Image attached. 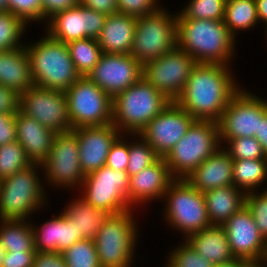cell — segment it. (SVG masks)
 I'll return each mask as SVG.
<instances>
[{
    "instance_id": "1",
    "label": "cell",
    "mask_w": 267,
    "mask_h": 267,
    "mask_svg": "<svg viewBox=\"0 0 267 267\" xmlns=\"http://www.w3.org/2000/svg\"><path fill=\"white\" fill-rule=\"evenodd\" d=\"M233 69L229 65L197 63L175 102L195 119L218 121L243 87Z\"/></svg>"
},
{
    "instance_id": "2",
    "label": "cell",
    "mask_w": 267,
    "mask_h": 267,
    "mask_svg": "<svg viewBox=\"0 0 267 267\" xmlns=\"http://www.w3.org/2000/svg\"><path fill=\"white\" fill-rule=\"evenodd\" d=\"M236 45L224 20L177 19V46L196 63L233 66Z\"/></svg>"
},
{
    "instance_id": "3",
    "label": "cell",
    "mask_w": 267,
    "mask_h": 267,
    "mask_svg": "<svg viewBox=\"0 0 267 267\" xmlns=\"http://www.w3.org/2000/svg\"><path fill=\"white\" fill-rule=\"evenodd\" d=\"M42 175L41 164L32 163L0 180V219L30 220L49 206Z\"/></svg>"
},
{
    "instance_id": "4",
    "label": "cell",
    "mask_w": 267,
    "mask_h": 267,
    "mask_svg": "<svg viewBox=\"0 0 267 267\" xmlns=\"http://www.w3.org/2000/svg\"><path fill=\"white\" fill-rule=\"evenodd\" d=\"M43 33L37 40L25 42L34 85L66 91L81 75L74 67L67 45Z\"/></svg>"
},
{
    "instance_id": "5",
    "label": "cell",
    "mask_w": 267,
    "mask_h": 267,
    "mask_svg": "<svg viewBox=\"0 0 267 267\" xmlns=\"http://www.w3.org/2000/svg\"><path fill=\"white\" fill-rule=\"evenodd\" d=\"M138 211L131 209L110 214L104 221L94 238L101 267H134L136 247L141 236L137 224L139 218L135 217Z\"/></svg>"
},
{
    "instance_id": "6",
    "label": "cell",
    "mask_w": 267,
    "mask_h": 267,
    "mask_svg": "<svg viewBox=\"0 0 267 267\" xmlns=\"http://www.w3.org/2000/svg\"><path fill=\"white\" fill-rule=\"evenodd\" d=\"M169 101L144 78L113 98L112 123L121 134L138 135Z\"/></svg>"
},
{
    "instance_id": "7",
    "label": "cell",
    "mask_w": 267,
    "mask_h": 267,
    "mask_svg": "<svg viewBox=\"0 0 267 267\" xmlns=\"http://www.w3.org/2000/svg\"><path fill=\"white\" fill-rule=\"evenodd\" d=\"M162 201L166 226L180 233L182 240L211 225L203 193L185 179H174Z\"/></svg>"
},
{
    "instance_id": "8",
    "label": "cell",
    "mask_w": 267,
    "mask_h": 267,
    "mask_svg": "<svg viewBox=\"0 0 267 267\" xmlns=\"http://www.w3.org/2000/svg\"><path fill=\"white\" fill-rule=\"evenodd\" d=\"M220 147L218 122L196 119L164 159L174 179H185Z\"/></svg>"
},
{
    "instance_id": "9",
    "label": "cell",
    "mask_w": 267,
    "mask_h": 267,
    "mask_svg": "<svg viewBox=\"0 0 267 267\" xmlns=\"http://www.w3.org/2000/svg\"><path fill=\"white\" fill-rule=\"evenodd\" d=\"M161 6L157 11L136 20L130 54L143 66L177 46V12Z\"/></svg>"
},
{
    "instance_id": "10",
    "label": "cell",
    "mask_w": 267,
    "mask_h": 267,
    "mask_svg": "<svg viewBox=\"0 0 267 267\" xmlns=\"http://www.w3.org/2000/svg\"><path fill=\"white\" fill-rule=\"evenodd\" d=\"M41 166L46 190L50 186L56 191L66 189V192L72 190L78 192L82 187L85 175L79 161L76 134L73 131L57 133L49 156L41 163Z\"/></svg>"
},
{
    "instance_id": "11",
    "label": "cell",
    "mask_w": 267,
    "mask_h": 267,
    "mask_svg": "<svg viewBox=\"0 0 267 267\" xmlns=\"http://www.w3.org/2000/svg\"><path fill=\"white\" fill-rule=\"evenodd\" d=\"M65 94L72 129L112 123L113 98L88 77L81 76Z\"/></svg>"
},
{
    "instance_id": "12",
    "label": "cell",
    "mask_w": 267,
    "mask_h": 267,
    "mask_svg": "<svg viewBox=\"0 0 267 267\" xmlns=\"http://www.w3.org/2000/svg\"><path fill=\"white\" fill-rule=\"evenodd\" d=\"M129 176L106 165L85 175L79 194L88 204L109 214L130 211L128 203Z\"/></svg>"
},
{
    "instance_id": "13",
    "label": "cell",
    "mask_w": 267,
    "mask_h": 267,
    "mask_svg": "<svg viewBox=\"0 0 267 267\" xmlns=\"http://www.w3.org/2000/svg\"><path fill=\"white\" fill-rule=\"evenodd\" d=\"M244 86L231 98L217 121L221 146L229 139L255 137L259 133L260 117L267 112V99Z\"/></svg>"
},
{
    "instance_id": "14",
    "label": "cell",
    "mask_w": 267,
    "mask_h": 267,
    "mask_svg": "<svg viewBox=\"0 0 267 267\" xmlns=\"http://www.w3.org/2000/svg\"><path fill=\"white\" fill-rule=\"evenodd\" d=\"M196 64L192 56L176 46L165 55L145 63L142 78L169 101L175 102L182 94Z\"/></svg>"
},
{
    "instance_id": "15",
    "label": "cell",
    "mask_w": 267,
    "mask_h": 267,
    "mask_svg": "<svg viewBox=\"0 0 267 267\" xmlns=\"http://www.w3.org/2000/svg\"><path fill=\"white\" fill-rule=\"evenodd\" d=\"M18 110L56 133L73 130L65 91L34 85L19 95Z\"/></svg>"
},
{
    "instance_id": "16",
    "label": "cell",
    "mask_w": 267,
    "mask_h": 267,
    "mask_svg": "<svg viewBox=\"0 0 267 267\" xmlns=\"http://www.w3.org/2000/svg\"><path fill=\"white\" fill-rule=\"evenodd\" d=\"M106 15L78 4L55 13L43 26L51 38L65 44L84 38L97 39Z\"/></svg>"
},
{
    "instance_id": "17",
    "label": "cell",
    "mask_w": 267,
    "mask_h": 267,
    "mask_svg": "<svg viewBox=\"0 0 267 267\" xmlns=\"http://www.w3.org/2000/svg\"><path fill=\"white\" fill-rule=\"evenodd\" d=\"M143 76V66L131 54L102 53L87 77L114 98L137 83Z\"/></svg>"
},
{
    "instance_id": "18",
    "label": "cell",
    "mask_w": 267,
    "mask_h": 267,
    "mask_svg": "<svg viewBox=\"0 0 267 267\" xmlns=\"http://www.w3.org/2000/svg\"><path fill=\"white\" fill-rule=\"evenodd\" d=\"M195 120L176 102H171L145 126L139 135L160 157L164 158Z\"/></svg>"
},
{
    "instance_id": "19",
    "label": "cell",
    "mask_w": 267,
    "mask_h": 267,
    "mask_svg": "<svg viewBox=\"0 0 267 267\" xmlns=\"http://www.w3.org/2000/svg\"><path fill=\"white\" fill-rule=\"evenodd\" d=\"M231 252L236 259L263 262L267 241L258 230L251 212L244 205L223 225Z\"/></svg>"
},
{
    "instance_id": "20",
    "label": "cell",
    "mask_w": 267,
    "mask_h": 267,
    "mask_svg": "<svg viewBox=\"0 0 267 267\" xmlns=\"http://www.w3.org/2000/svg\"><path fill=\"white\" fill-rule=\"evenodd\" d=\"M173 180L165 159L160 157L154 164L129 177L128 203L130 207L142 211L146 208L144 206H148L150 202L151 204L162 202Z\"/></svg>"
},
{
    "instance_id": "21",
    "label": "cell",
    "mask_w": 267,
    "mask_h": 267,
    "mask_svg": "<svg viewBox=\"0 0 267 267\" xmlns=\"http://www.w3.org/2000/svg\"><path fill=\"white\" fill-rule=\"evenodd\" d=\"M72 131L77 136L79 161L84 175L106 164L112 144L121 135L113 123L103 126H82Z\"/></svg>"
},
{
    "instance_id": "22",
    "label": "cell",
    "mask_w": 267,
    "mask_h": 267,
    "mask_svg": "<svg viewBox=\"0 0 267 267\" xmlns=\"http://www.w3.org/2000/svg\"><path fill=\"white\" fill-rule=\"evenodd\" d=\"M40 226L31 221L34 233V248L37 252H64L73 243L80 241L74 224L61 211ZM35 223V224H33Z\"/></svg>"
},
{
    "instance_id": "23",
    "label": "cell",
    "mask_w": 267,
    "mask_h": 267,
    "mask_svg": "<svg viewBox=\"0 0 267 267\" xmlns=\"http://www.w3.org/2000/svg\"><path fill=\"white\" fill-rule=\"evenodd\" d=\"M233 159L221 146L204 160L185 180L200 192L234 185Z\"/></svg>"
},
{
    "instance_id": "24",
    "label": "cell",
    "mask_w": 267,
    "mask_h": 267,
    "mask_svg": "<svg viewBox=\"0 0 267 267\" xmlns=\"http://www.w3.org/2000/svg\"><path fill=\"white\" fill-rule=\"evenodd\" d=\"M17 141L32 163L41 164L48 156L56 132L41 125L19 110L15 115Z\"/></svg>"
},
{
    "instance_id": "25",
    "label": "cell",
    "mask_w": 267,
    "mask_h": 267,
    "mask_svg": "<svg viewBox=\"0 0 267 267\" xmlns=\"http://www.w3.org/2000/svg\"><path fill=\"white\" fill-rule=\"evenodd\" d=\"M137 18L122 13L106 17L97 42L102 53L130 54Z\"/></svg>"
},
{
    "instance_id": "26",
    "label": "cell",
    "mask_w": 267,
    "mask_h": 267,
    "mask_svg": "<svg viewBox=\"0 0 267 267\" xmlns=\"http://www.w3.org/2000/svg\"><path fill=\"white\" fill-rule=\"evenodd\" d=\"M0 85L21 95L34 86L25 45L0 51Z\"/></svg>"
},
{
    "instance_id": "27",
    "label": "cell",
    "mask_w": 267,
    "mask_h": 267,
    "mask_svg": "<svg viewBox=\"0 0 267 267\" xmlns=\"http://www.w3.org/2000/svg\"><path fill=\"white\" fill-rule=\"evenodd\" d=\"M201 256L214 265L234 260L228 237L222 225H210L185 240Z\"/></svg>"
},
{
    "instance_id": "28",
    "label": "cell",
    "mask_w": 267,
    "mask_h": 267,
    "mask_svg": "<svg viewBox=\"0 0 267 267\" xmlns=\"http://www.w3.org/2000/svg\"><path fill=\"white\" fill-rule=\"evenodd\" d=\"M75 196L77 197L72 198L61 212L72 221L81 239H94L110 214L88 204L79 193Z\"/></svg>"
},
{
    "instance_id": "29",
    "label": "cell",
    "mask_w": 267,
    "mask_h": 267,
    "mask_svg": "<svg viewBox=\"0 0 267 267\" xmlns=\"http://www.w3.org/2000/svg\"><path fill=\"white\" fill-rule=\"evenodd\" d=\"M211 225H223L245 205V193L230 185L203 193Z\"/></svg>"
},
{
    "instance_id": "30",
    "label": "cell",
    "mask_w": 267,
    "mask_h": 267,
    "mask_svg": "<svg viewBox=\"0 0 267 267\" xmlns=\"http://www.w3.org/2000/svg\"><path fill=\"white\" fill-rule=\"evenodd\" d=\"M232 172L234 186L245 194L267 189V159L233 160Z\"/></svg>"
},
{
    "instance_id": "31",
    "label": "cell",
    "mask_w": 267,
    "mask_h": 267,
    "mask_svg": "<svg viewBox=\"0 0 267 267\" xmlns=\"http://www.w3.org/2000/svg\"><path fill=\"white\" fill-rule=\"evenodd\" d=\"M0 240L6 252H37L30 220L0 219Z\"/></svg>"
},
{
    "instance_id": "32",
    "label": "cell",
    "mask_w": 267,
    "mask_h": 267,
    "mask_svg": "<svg viewBox=\"0 0 267 267\" xmlns=\"http://www.w3.org/2000/svg\"><path fill=\"white\" fill-rule=\"evenodd\" d=\"M224 23L236 40L238 33L255 30L260 25L255 0H226Z\"/></svg>"
},
{
    "instance_id": "33",
    "label": "cell",
    "mask_w": 267,
    "mask_h": 267,
    "mask_svg": "<svg viewBox=\"0 0 267 267\" xmlns=\"http://www.w3.org/2000/svg\"><path fill=\"white\" fill-rule=\"evenodd\" d=\"M77 72L84 77L98 63L102 50L97 39L84 38L66 44Z\"/></svg>"
},
{
    "instance_id": "34",
    "label": "cell",
    "mask_w": 267,
    "mask_h": 267,
    "mask_svg": "<svg viewBox=\"0 0 267 267\" xmlns=\"http://www.w3.org/2000/svg\"><path fill=\"white\" fill-rule=\"evenodd\" d=\"M177 19L224 20L226 0H187Z\"/></svg>"
},
{
    "instance_id": "35",
    "label": "cell",
    "mask_w": 267,
    "mask_h": 267,
    "mask_svg": "<svg viewBox=\"0 0 267 267\" xmlns=\"http://www.w3.org/2000/svg\"><path fill=\"white\" fill-rule=\"evenodd\" d=\"M27 27L30 28L14 14L0 12V51L25 45L24 34H26Z\"/></svg>"
},
{
    "instance_id": "36",
    "label": "cell",
    "mask_w": 267,
    "mask_h": 267,
    "mask_svg": "<svg viewBox=\"0 0 267 267\" xmlns=\"http://www.w3.org/2000/svg\"><path fill=\"white\" fill-rule=\"evenodd\" d=\"M129 140V159L126 172L130 177L154 164L160 156L139 134L129 135Z\"/></svg>"
},
{
    "instance_id": "37",
    "label": "cell",
    "mask_w": 267,
    "mask_h": 267,
    "mask_svg": "<svg viewBox=\"0 0 267 267\" xmlns=\"http://www.w3.org/2000/svg\"><path fill=\"white\" fill-rule=\"evenodd\" d=\"M62 254L67 267H101L94 239H81Z\"/></svg>"
},
{
    "instance_id": "38",
    "label": "cell",
    "mask_w": 267,
    "mask_h": 267,
    "mask_svg": "<svg viewBox=\"0 0 267 267\" xmlns=\"http://www.w3.org/2000/svg\"><path fill=\"white\" fill-rule=\"evenodd\" d=\"M31 164L32 162L17 140L0 146V180L27 168Z\"/></svg>"
},
{
    "instance_id": "39",
    "label": "cell",
    "mask_w": 267,
    "mask_h": 267,
    "mask_svg": "<svg viewBox=\"0 0 267 267\" xmlns=\"http://www.w3.org/2000/svg\"><path fill=\"white\" fill-rule=\"evenodd\" d=\"M180 242L178 246H171L164 267H214L211 261L199 255L185 240Z\"/></svg>"
},
{
    "instance_id": "40",
    "label": "cell",
    "mask_w": 267,
    "mask_h": 267,
    "mask_svg": "<svg viewBox=\"0 0 267 267\" xmlns=\"http://www.w3.org/2000/svg\"><path fill=\"white\" fill-rule=\"evenodd\" d=\"M222 146L233 160L267 159L262 145L255 137L229 139Z\"/></svg>"
},
{
    "instance_id": "41",
    "label": "cell",
    "mask_w": 267,
    "mask_h": 267,
    "mask_svg": "<svg viewBox=\"0 0 267 267\" xmlns=\"http://www.w3.org/2000/svg\"><path fill=\"white\" fill-rule=\"evenodd\" d=\"M8 12L20 18L26 25L44 24V9L41 0H7Z\"/></svg>"
},
{
    "instance_id": "42",
    "label": "cell",
    "mask_w": 267,
    "mask_h": 267,
    "mask_svg": "<svg viewBox=\"0 0 267 267\" xmlns=\"http://www.w3.org/2000/svg\"><path fill=\"white\" fill-rule=\"evenodd\" d=\"M245 206L251 212L261 235L267 241V189L246 193Z\"/></svg>"
},
{
    "instance_id": "43",
    "label": "cell",
    "mask_w": 267,
    "mask_h": 267,
    "mask_svg": "<svg viewBox=\"0 0 267 267\" xmlns=\"http://www.w3.org/2000/svg\"><path fill=\"white\" fill-rule=\"evenodd\" d=\"M129 135L121 134L112 144L106 159V166L126 172L129 159Z\"/></svg>"
},
{
    "instance_id": "44",
    "label": "cell",
    "mask_w": 267,
    "mask_h": 267,
    "mask_svg": "<svg viewBox=\"0 0 267 267\" xmlns=\"http://www.w3.org/2000/svg\"><path fill=\"white\" fill-rule=\"evenodd\" d=\"M161 6V0H117L118 13L136 18L151 14Z\"/></svg>"
},
{
    "instance_id": "45",
    "label": "cell",
    "mask_w": 267,
    "mask_h": 267,
    "mask_svg": "<svg viewBox=\"0 0 267 267\" xmlns=\"http://www.w3.org/2000/svg\"><path fill=\"white\" fill-rule=\"evenodd\" d=\"M16 113H0V146L17 140Z\"/></svg>"
},
{
    "instance_id": "46",
    "label": "cell",
    "mask_w": 267,
    "mask_h": 267,
    "mask_svg": "<svg viewBox=\"0 0 267 267\" xmlns=\"http://www.w3.org/2000/svg\"><path fill=\"white\" fill-rule=\"evenodd\" d=\"M36 252H6L1 267H32Z\"/></svg>"
},
{
    "instance_id": "47",
    "label": "cell",
    "mask_w": 267,
    "mask_h": 267,
    "mask_svg": "<svg viewBox=\"0 0 267 267\" xmlns=\"http://www.w3.org/2000/svg\"><path fill=\"white\" fill-rule=\"evenodd\" d=\"M32 267H67L60 252H36Z\"/></svg>"
},
{
    "instance_id": "48",
    "label": "cell",
    "mask_w": 267,
    "mask_h": 267,
    "mask_svg": "<svg viewBox=\"0 0 267 267\" xmlns=\"http://www.w3.org/2000/svg\"><path fill=\"white\" fill-rule=\"evenodd\" d=\"M19 95L8 87L0 85V113H17Z\"/></svg>"
},
{
    "instance_id": "49",
    "label": "cell",
    "mask_w": 267,
    "mask_h": 267,
    "mask_svg": "<svg viewBox=\"0 0 267 267\" xmlns=\"http://www.w3.org/2000/svg\"><path fill=\"white\" fill-rule=\"evenodd\" d=\"M44 9V25L55 13L67 10L79 4V0H41Z\"/></svg>"
},
{
    "instance_id": "50",
    "label": "cell",
    "mask_w": 267,
    "mask_h": 267,
    "mask_svg": "<svg viewBox=\"0 0 267 267\" xmlns=\"http://www.w3.org/2000/svg\"><path fill=\"white\" fill-rule=\"evenodd\" d=\"M79 4L106 16L118 13L117 0H79Z\"/></svg>"
},
{
    "instance_id": "51",
    "label": "cell",
    "mask_w": 267,
    "mask_h": 267,
    "mask_svg": "<svg viewBox=\"0 0 267 267\" xmlns=\"http://www.w3.org/2000/svg\"><path fill=\"white\" fill-rule=\"evenodd\" d=\"M255 138L262 145L263 151L267 157V112L260 117L259 133L255 134Z\"/></svg>"
},
{
    "instance_id": "52",
    "label": "cell",
    "mask_w": 267,
    "mask_h": 267,
    "mask_svg": "<svg viewBox=\"0 0 267 267\" xmlns=\"http://www.w3.org/2000/svg\"><path fill=\"white\" fill-rule=\"evenodd\" d=\"M259 24H267V0H255Z\"/></svg>"
},
{
    "instance_id": "53",
    "label": "cell",
    "mask_w": 267,
    "mask_h": 267,
    "mask_svg": "<svg viewBox=\"0 0 267 267\" xmlns=\"http://www.w3.org/2000/svg\"><path fill=\"white\" fill-rule=\"evenodd\" d=\"M248 261L244 259H234L229 262L214 265V267H247Z\"/></svg>"
},
{
    "instance_id": "54",
    "label": "cell",
    "mask_w": 267,
    "mask_h": 267,
    "mask_svg": "<svg viewBox=\"0 0 267 267\" xmlns=\"http://www.w3.org/2000/svg\"><path fill=\"white\" fill-rule=\"evenodd\" d=\"M0 12H8V1L0 0Z\"/></svg>"
},
{
    "instance_id": "55",
    "label": "cell",
    "mask_w": 267,
    "mask_h": 267,
    "mask_svg": "<svg viewBox=\"0 0 267 267\" xmlns=\"http://www.w3.org/2000/svg\"><path fill=\"white\" fill-rule=\"evenodd\" d=\"M5 254H6V250L4 249V246L2 245V242L0 240V267H1L2 262L4 260Z\"/></svg>"
},
{
    "instance_id": "56",
    "label": "cell",
    "mask_w": 267,
    "mask_h": 267,
    "mask_svg": "<svg viewBox=\"0 0 267 267\" xmlns=\"http://www.w3.org/2000/svg\"><path fill=\"white\" fill-rule=\"evenodd\" d=\"M247 267H267L264 262H249Z\"/></svg>"
},
{
    "instance_id": "57",
    "label": "cell",
    "mask_w": 267,
    "mask_h": 267,
    "mask_svg": "<svg viewBox=\"0 0 267 267\" xmlns=\"http://www.w3.org/2000/svg\"><path fill=\"white\" fill-rule=\"evenodd\" d=\"M263 27L265 31L263 34H265V39L267 40V24H265Z\"/></svg>"
},
{
    "instance_id": "58",
    "label": "cell",
    "mask_w": 267,
    "mask_h": 267,
    "mask_svg": "<svg viewBox=\"0 0 267 267\" xmlns=\"http://www.w3.org/2000/svg\"><path fill=\"white\" fill-rule=\"evenodd\" d=\"M263 262L267 265V247H266V253H265V257L263 259Z\"/></svg>"
}]
</instances>
